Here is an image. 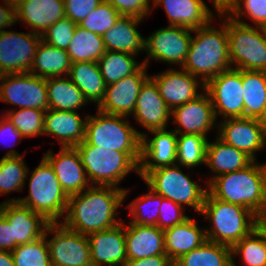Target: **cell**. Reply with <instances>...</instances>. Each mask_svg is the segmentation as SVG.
<instances>
[{
    "mask_svg": "<svg viewBox=\"0 0 266 266\" xmlns=\"http://www.w3.org/2000/svg\"><path fill=\"white\" fill-rule=\"evenodd\" d=\"M217 11V16L224 17L230 16L237 8L240 0H210Z\"/></svg>",
    "mask_w": 266,
    "mask_h": 266,
    "instance_id": "obj_54",
    "label": "cell"
},
{
    "mask_svg": "<svg viewBox=\"0 0 266 266\" xmlns=\"http://www.w3.org/2000/svg\"><path fill=\"white\" fill-rule=\"evenodd\" d=\"M0 251H13L12 226L0 214Z\"/></svg>",
    "mask_w": 266,
    "mask_h": 266,
    "instance_id": "obj_52",
    "label": "cell"
},
{
    "mask_svg": "<svg viewBox=\"0 0 266 266\" xmlns=\"http://www.w3.org/2000/svg\"><path fill=\"white\" fill-rule=\"evenodd\" d=\"M76 27L77 24L64 17L51 25L42 34V40L51 46L67 50Z\"/></svg>",
    "mask_w": 266,
    "mask_h": 266,
    "instance_id": "obj_45",
    "label": "cell"
},
{
    "mask_svg": "<svg viewBox=\"0 0 266 266\" xmlns=\"http://www.w3.org/2000/svg\"><path fill=\"white\" fill-rule=\"evenodd\" d=\"M193 29L182 26L168 25L154 31L145 38V51L147 57L143 64L148 67L149 59L180 65L186 61L192 39Z\"/></svg>",
    "mask_w": 266,
    "mask_h": 266,
    "instance_id": "obj_12",
    "label": "cell"
},
{
    "mask_svg": "<svg viewBox=\"0 0 266 266\" xmlns=\"http://www.w3.org/2000/svg\"><path fill=\"white\" fill-rule=\"evenodd\" d=\"M143 20L133 16H121L115 25L102 35L106 50L136 56L145 51V37L137 30Z\"/></svg>",
    "mask_w": 266,
    "mask_h": 266,
    "instance_id": "obj_28",
    "label": "cell"
},
{
    "mask_svg": "<svg viewBox=\"0 0 266 266\" xmlns=\"http://www.w3.org/2000/svg\"><path fill=\"white\" fill-rule=\"evenodd\" d=\"M224 18V20H223ZM219 28L209 24L193 29L187 58L182 68L206 84L211 78L232 68L229 58L227 16L220 17Z\"/></svg>",
    "mask_w": 266,
    "mask_h": 266,
    "instance_id": "obj_2",
    "label": "cell"
},
{
    "mask_svg": "<svg viewBox=\"0 0 266 266\" xmlns=\"http://www.w3.org/2000/svg\"><path fill=\"white\" fill-rule=\"evenodd\" d=\"M0 214L12 226L13 250L44 235L48 222L41 214L19 202L0 203Z\"/></svg>",
    "mask_w": 266,
    "mask_h": 266,
    "instance_id": "obj_22",
    "label": "cell"
},
{
    "mask_svg": "<svg viewBox=\"0 0 266 266\" xmlns=\"http://www.w3.org/2000/svg\"><path fill=\"white\" fill-rule=\"evenodd\" d=\"M50 233H53V237L49 239ZM44 236L51 266H92L87 235L70 230L61 222H55L47 225Z\"/></svg>",
    "mask_w": 266,
    "mask_h": 266,
    "instance_id": "obj_10",
    "label": "cell"
},
{
    "mask_svg": "<svg viewBox=\"0 0 266 266\" xmlns=\"http://www.w3.org/2000/svg\"><path fill=\"white\" fill-rule=\"evenodd\" d=\"M256 228L260 231L266 241V214L257 217Z\"/></svg>",
    "mask_w": 266,
    "mask_h": 266,
    "instance_id": "obj_56",
    "label": "cell"
},
{
    "mask_svg": "<svg viewBox=\"0 0 266 266\" xmlns=\"http://www.w3.org/2000/svg\"><path fill=\"white\" fill-rule=\"evenodd\" d=\"M120 17L119 12L104 0L78 26L102 36Z\"/></svg>",
    "mask_w": 266,
    "mask_h": 266,
    "instance_id": "obj_44",
    "label": "cell"
},
{
    "mask_svg": "<svg viewBox=\"0 0 266 266\" xmlns=\"http://www.w3.org/2000/svg\"><path fill=\"white\" fill-rule=\"evenodd\" d=\"M232 266H237L234 260H232Z\"/></svg>",
    "mask_w": 266,
    "mask_h": 266,
    "instance_id": "obj_59",
    "label": "cell"
},
{
    "mask_svg": "<svg viewBox=\"0 0 266 266\" xmlns=\"http://www.w3.org/2000/svg\"><path fill=\"white\" fill-rule=\"evenodd\" d=\"M154 137L148 139V134L141 138V157L138 175L143 179L151 170L176 164L177 136L174 131L152 130Z\"/></svg>",
    "mask_w": 266,
    "mask_h": 266,
    "instance_id": "obj_19",
    "label": "cell"
},
{
    "mask_svg": "<svg viewBox=\"0 0 266 266\" xmlns=\"http://www.w3.org/2000/svg\"><path fill=\"white\" fill-rule=\"evenodd\" d=\"M48 109L75 111L90 104L81 90L67 76L46 79Z\"/></svg>",
    "mask_w": 266,
    "mask_h": 266,
    "instance_id": "obj_31",
    "label": "cell"
},
{
    "mask_svg": "<svg viewBox=\"0 0 266 266\" xmlns=\"http://www.w3.org/2000/svg\"><path fill=\"white\" fill-rule=\"evenodd\" d=\"M171 109L159 94L157 85L149 77L141 86L136 106L131 116L147 131L167 129Z\"/></svg>",
    "mask_w": 266,
    "mask_h": 266,
    "instance_id": "obj_23",
    "label": "cell"
},
{
    "mask_svg": "<svg viewBox=\"0 0 266 266\" xmlns=\"http://www.w3.org/2000/svg\"><path fill=\"white\" fill-rule=\"evenodd\" d=\"M88 115L85 141L99 148L127 153L138 165L141 157V138L145 132L133 128L127 116L108 114L97 109Z\"/></svg>",
    "mask_w": 266,
    "mask_h": 266,
    "instance_id": "obj_5",
    "label": "cell"
},
{
    "mask_svg": "<svg viewBox=\"0 0 266 266\" xmlns=\"http://www.w3.org/2000/svg\"><path fill=\"white\" fill-rule=\"evenodd\" d=\"M42 35L4 30L0 32V76L29 72Z\"/></svg>",
    "mask_w": 266,
    "mask_h": 266,
    "instance_id": "obj_14",
    "label": "cell"
},
{
    "mask_svg": "<svg viewBox=\"0 0 266 266\" xmlns=\"http://www.w3.org/2000/svg\"><path fill=\"white\" fill-rule=\"evenodd\" d=\"M28 173L23 156L15 149L7 151L0 159V195L23 190Z\"/></svg>",
    "mask_w": 266,
    "mask_h": 266,
    "instance_id": "obj_37",
    "label": "cell"
},
{
    "mask_svg": "<svg viewBox=\"0 0 266 266\" xmlns=\"http://www.w3.org/2000/svg\"><path fill=\"white\" fill-rule=\"evenodd\" d=\"M104 0H64L65 17L80 24Z\"/></svg>",
    "mask_w": 266,
    "mask_h": 266,
    "instance_id": "obj_49",
    "label": "cell"
},
{
    "mask_svg": "<svg viewBox=\"0 0 266 266\" xmlns=\"http://www.w3.org/2000/svg\"><path fill=\"white\" fill-rule=\"evenodd\" d=\"M245 15L255 24L254 26L260 27L266 21V0H240L229 17L240 22Z\"/></svg>",
    "mask_w": 266,
    "mask_h": 266,
    "instance_id": "obj_46",
    "label": "cell"
},
{
    "mask_svg": "<svg viewBox=\"0 0 266 266\" xmlns=\"http://www.w3.org/2000/svg\"><path fill=\"white\" fill-rule=\"evenodd\" d=\"M15 266H51L46 237L22 245L11 252Z\"/></svg>",
    "mask_w": 266,
    "mask_h": 266,
    "instance_id": "obj_43",
    "label": "cell"
},
{
    "mask_svg": "<svg viewBox=\"0 0 266 266\" xmlns=\"http://www.w3.org/2000/svg\"><path fill=\"white\" fill-rule=\"evenodd\" d=\"M263 124H264V130H265V135H266V117L263 119Z\"/></svg>",
    "mask_w": 266,
    "mask_h": 266,
    "instance_id": "obj_58",
    "label": "cell"
},
{
    "mask_svg": "<svg viewBox=\"0 0 266 266\" xmlns=\"http://www.w3.org/2000/svg\"><path fill=\"white\" fill-rule=\"evenodd\" d=\"M3 137V138H2ZM4 137L7 139L8 137L10 140L12 139L14 143L18 139H23L24 137L21 135V133L13 126V124L4 116L2 115L0 119V139H4ZM5 140V139H4ZM8 140V139H7ZM7 140H5L7 142ZM2 141V140H1ZM4 141V142H5ZM12 142V141H11ZM13 143V142H12ZM13 143V144H14ZM11 144V143H10ZM9 145V144H7ZM9 146H14V145H9Z\"/></svg>",
    "mask_w": 266,
    "mask_h": 266,
    "instance_id": "obj_53",
    "label": "cell"
},
{
    "mask_svg": "<svg viewBox=\"0 0 266 266\" xmlns=\"http://www.w3.org/2000/svg\"><path fill=\"white\" fill-rule=\"evenodd\" d=\"M4 6L0 5V32L4 28L14 26L16 23V5L14 0H2Z\"/></svg>",
    "mask_w": 266,
    "mask_h": 266,
    "instance_id": "obj_50",
    "label": "cell"
},
{
    "mask_svg": "<svg viewBox=\"0 0 266 266\" xmlns=\"http://www.w3.org/2000/svg\"><path fill=\"white\" fill-rule=\"evenodd\" d=\"M43 157L53 167L55 175L68 197L91 186L78 151L74 147L60 148L56 154L49 150L44 153Z\"/></svg>",
    "mask_w": 266,
    "mask_h": 266,
    "instance_id": "obj_20",
    "label": "cell"
},
{
    "mask_svg": "<svg viewBox=\"0 0 266 266\" xmlns=\"http://www.w3.org/2000/svg\"><path fill=\"white\" fill-rule=\"evenodd\" d=\"M180 167L175 164L156 168L143 180L156 194L182 207L188 205L200 214L208 188H203L198 182L191 180Z\"/></svg>",
    "mask_w": 266,
    "mask_h": 266,
    "instance_id": "obj_8",
    "label": "cell"
},
{
    "mask_svg": "<svg viewBox=\"0 0 266 266\" xmlns=\"http://www.w3.org/2000/svg\"><path fill=\"white\" fill-rule=\"evenodd\" d=\"M210 221L208 241L233 247L256 228L257 215L242 206L227 203L206 193L201 213Z\"/></svg>",
    "mask_w": 266,
    "mask_h": 266,
    "instance_id": "obj_4",
    "label": "cell"
},
{
    "mask_svg": "<svg viewBox=\"0 0 266 266\" xmlns=\"http://www.w3.org/2000/svg\"><path fill=\"white\" fill-rule=\"evenodd\" d=\"M29 178L28 195L12 198L5 202H19L32 211L41 214L48 222H61L65 216L69 197L63 191L53 167L42 157L40 164Z\"/></svg>",
    "mask_w": 266,
    "mask_h": 266,
    "instance_id": "obj_6",
    "label": "cell"
},
{
    "mask_svg": "<svg viewBox=\"0 0 266 266\" xmlns=\"http://www.w3.org/2000/svg\"><path fill=\"white\" fill-rule=\"evenodd\" d=\"M136 55L117 51H106L98 60L101 75L106 85L118 82L125 76L135 73L142 65Z\"/></svg>",
    "mask_w": 266,
    "mask_h": 266,
    "instance_id": "obj_38",
    "label": "cell"
},
{
    "mask_svg": "<svg viewBox=\"0 0 266 266\" xmlns=\"http://www.w3.org/2000/svg\"><path fill=\"white\" fill-rule=\"evenodd\" d=\"M127 260H137L156 255H167L164 230L157 226L125 224Z\"/></svg>",
    "mask_w": 266,
    "mask_h": 266,
    "instance_id": "obj_27",
    "label": "cell"
},
{
    "mask_svg": "<svg viewBox=\"0 0 266 266\" xmlns=\"http://www.w3.org/2000/svg\"><path fill=\"white\" fill-rule=\"evenodd\" d=\"M143 64L135 73L106 85L104 98L97 106L102 112L130 117L135 109L141 86L150 77Z\"/></svg>",
    "mask_w": 266,
    "mask_h": 266,
    "instance_id": "obj_17",
    "label": "cell"
},
{
    "mask_svg": "<svg viewBox=\"0 0 266 266\" xmlns=\"http://www.w3.org/2000/svg\"><path fill=\"white\" fill-rule=\"evenodd\" d=\"M67 77L81 90L89 103H96L97 106L100 104L104 98L106 84L98 62L72 63Z\"/></svg>",
    "mask_w": 266,
    "mask_h": 266,
    "instance_id": "obj_32",
    "label": "cell"
},
{
    "mask_svg": "<svg viewBox=\"0 0 266 266\" xmlns=\"http://www.w3.org/2000/svg\"><path fill=\"white\" fill-rule=\"evenodd\" d=\"M103 37L77 25L67 53L72 63L98 60L105 54Z\"/></svg>",
    "mask_w": 266,
    "mask_h": 266,
    "instance_id": "obj_36",
    "label": "cell"
},
{
    "mask_svg": "<svg viewBox=\"0 0 266 266\" xmlns=\"http://www.w3.org/2000/svg\"><path fill=\"white\" fill-rule=\"evenodd\" d=\"M171 118H174L173 123L177 125L174 129L177 134H197L207 137V133L213 130L214 126H218L210 95L205 89L195 99L174 108Z\"/></svg>",
    "mask_w": 266,
    "mask_h": 266,
    "instance_id": "obj_16",
    "label": "cell"
},
{
    "mask_svg": "<svg viewBox=\"0 0 266 266\" xmlns=\"http://www.w3.org/2000/svg\"><path fill=\"white\" fill-rule=\"evenodd\" d=\"M6 112L4 116L24 138L44 135V117L46 111L35 108L19 110L16 108Z\"/></svg>",
    "mask_w": 266,
    "mask_h": 266,
    "instance_id": "obj_42",
    "label": "cell"
},
{
    "mask_svg": "<svg viewBox=\"0 0 266 266\" xmlns=\"http://www.w3.org/2000/svg\"><path fill=\"white\" fill-rule=\"evenodd\" d=\"M206 186L218 200L247 208L257 216L266 214V163L252 161L243 169L217 176Z\"/></svg>",
    "mask_w": 266,
    "mask_h": 266,
    "instance_id": "obj_3",
    "label": "cell"
},
{
    "mask_svg": "<svg viewBox=\"0 0 266 266\" xmlns=\"http://www.w3.org/2000/svg\"><path fill=\"white\" fill-rule=\"evenodd\" d=\"M239 255L242 266H266V241L257 228L232 247V260Z\"/></svg>",
    "mask_w": 266,
    "mask_h": 266,
    "instance_id": "obj_40",
    "label": "cell"
},
{
    "mask_svg": "<svg viewBox=\"0 0 266 266\" xmlns=\"http://www.w3.org/2000/svg\"><path fill=\"white\" fill-rule=\"evenodd\" d=\"M162 5L169 25L189 29L203 27L214 20V12L203 0H153V8Z\"/></svg>",
    "mask_w": 266,
    "mask_h": 266,
    "instance_id": "obj_26",
    "label": "cell"
},
{
    "mask_svg": "<svg viewBox=\"0 0 266 266\" xmlns=\"http://www.w3.org/2000/svg\"><path fill=\"white\" fill-rule=\"evenodd\" d=\"M0 101L19 109L48 110L46 79L30 72L0 76Z\"/></svg>",
    "mask_w": 266,
    "mask_h": 266,
    "instance_id": "obj_11",
    "label": "cell"
},
{
    "mask_svg": "<svg viewBox=\"0 0 266 266\" xmlns=\"http://www.w3.org/2000/svg\"><path fill=\"white\" fill-rule=\"evenodd\" d=\"M227 33L232 68L266 72V37L261 29L227 16Z\"/></svg>",
    "mask_w": 266,
    "mask_h": 266,
    "instance_id": "obj_9",
    "label": "cell"
},
{
    "mask_svg": "<svg viewBox=\"0 0 266 266\" xmlns=\"http://www.w3.org/2000/svg\"><path fill=\"white\" fill-rule=\"evenodd\" d=\"M129 190L122 187L91 185L82 192L69 196L67 210L61 223L83 235L110 229L122 222L117 218L118 209L126 200Z\"/></svg>",
    "mask_w": 266,
    "mask_h": 266,
    "instance_id": "obj_1",
    "label": "cell"
},
{
    "mask_svg": "<svg viewBox=\"0 0 266 266\" xmlns=\"http://www.w3.org/2000/svg\"><path fill=\"white\" fill-rule=\"evenodd\" d=\"M91 185L119 187L126 175L139 165L125 152L90 145L85 140L74 147ZM119 183V184H118Z\"/></svg>",
    "mask_w": 266,
    "mask_h": 266,
    "instance_id": "obj_7",
    "label": "cell"
},
{
    "mask_svg": "<svg viewBox=\"0 0 266 266\" xmlns=\"http://www.w3.org/2000/svg\"><path fill=\"white\" fill-rule=\"evenodd\" d=\"M150 78L157 85L159 94L171 111L190 100L195 99L205 89V84L196 76L181 69L169 68L164 72L153 74Z\"/></svg>",
    "mask_w": 266,
    "mask_h": 266,
    "instance_id": "obj_18",
    "label": "cell"
},
{
    "mask_svg": "<svg viewBox=\"0 0 266 266\" xmlns=\"http://www.w3.org/2000/svg\"><path fill=\"white\" fill-rule=\"evenodd\" d=\"M244 117H266V72L242 70Z\"/></svg>",
    "mask_w": 266,
    "mask_h": 266,
    "instance_id": "obj_34",
    "label": "cell"
},
{
    "mask_svg": "<svg viewBox=\"0 0 266 266\" xmlns=\"http://www.w3.org/2000/svg\"><path fill=\"white\" fill-rule=\"evenodd\" d=\"M208 138L197 134H178L176 164L185 168L206 164Z\"/></svg>",
    "mask_w": 266,
    "mask_h": 266,
    "instance_id": "obj_39",
    "label": "cell"
},
{
    "mask_svg": "<svg viewBox=\"0 0 266 266\" xmlns=\"http://www.w3.org/2000/svg\"><path fill=\"white\" fill-rule=\"evenodd\" d=\"M122 266H173L168 255H156L137 260H127Z\"/></svg>",
    "mask_w": 266,
    "mask_h": 266,
    "instance_id": "obj_51",
    "label": "cell"
},
{
    "mask_svg": "<svg viewBox=\"0 0 266 266\" xmlns=\"http://www.w3.org/2000/svg\"><path fill=\"white\" fill-rule=\"evenodd\" d=\"M71 64L67 50L41 40L29 72L44 79L68 76Z\"/></svg>",
    "mask_w": 266,
    "mask_h": 266,
    "instance_id": "obj_33",
    "label": "cell"
},
{
    "mask_svg": "<svg viewBox=\"0 0 266 266\" xmlns=\"http://www.w3.org/2000/svg\"><path fill=\"white\" fill-rule=\"evenodd\" d=\"M92 266H122L127 261L125 223L87 235Z\"/></svg>",
    "mask_w": 266,
    "mask_h": 266,
    "instance_id": "obj_21",
    "label": "cell"
},
{
    "mask_svg": "<svg viewBox=\"0 0 266 266\" xmlns=\"http://www.w3.org/2000/svg\"><path fill=\"white\" fill-rule=\"evenodd\" d=\"M162 199L163 197L156 194L151 188H149V193L134 199L127 205L130 216L133 217L130 223L156 226L159 220Z\"/></svg>",
    "mask_w": 266,
    "mask_h": 266,
    "instance_id": "obj_41",
    "label": "cell"
},
{
    "mask_svg": "<svg viewBox=\"0 0 266 266\" xmlns=\"http://www.w3.org/2000/svg\"><path fill=\"white\" fill-rule=\"evenodd\" d=\"M121 16H133L145 19L151 13L149 0H106Z\"/></svg>",
    "mask_w": 266,
    "mask_h": 266,
    "instance_id": "obj_48",
    "label": "cell"
},
{
    "mask_svg": "<svg viewBox=\"0 0 266 266\" xmlns=\"http://www.w3.org/2000/svg\"><path fill=\"white\" fill-rule=\"evenodd\" d=\"M173 266H232V247L207 240L181 256Z\"/></svg>",
    "mask_w": 266,
    "mask_h": 266,
    "instance_id": "obj_35",
    "label": "cell"
},
{
    "mask_svg": "<svg viewBox=\"0 0 266 266\" xmlns=\"http://www.w3.org/2000/svg\"><path fill=\"white\" fill-rule=\"evenodd\" d=\"M0 266H15L10 251H0Z\"/></svg>",
    "mask_w": 266,
    "mask_h": 266,
    "instance_id": "obj_55",
    "label": "cell"
},
{
    "mask_svg": "<svg viewBox=\"0 0 266 266\" xmlns=\"http://www.w3.org/2000/svg\"><path fill=\"white\" fill-rule=\"evenodd\" d=\"M164 239L166 254L173 263L207 241L205 228H200L190 217L164 230Z\"/></svg>",
    "mask_w": 266,
    "mask_h": 266,
    "instance_id": "obj_29",
    "label": "cell"
},
{
    "mask_svg": "<svg viewBox=\"0 0 266 266\" xmlns=\"http://www.w3.org/2000/svg\"><path fill=\"white\" fill-rule=\"evenodd\" d=\"M75 111L48 109L44 117V135L57 138L61 148L76 147L85 139L88 114L82 119Z\"/></svg>",
    "mask_w": 266,
    "mask_h": 266,
    "instance_id": "obj_25",
    "label": "cell"
},
{
    "mask_svg": "<svg viewBox=\"0 0 266 266\" xmlns=\"http://www.w3.org/2000/svg\"><path fill=\"white\" fill-rule=\"evenodd\" d=\"M16 21L25 23L31 32L42 35L51 25L65 17L64 0H14Z\"/></svg>",
    "mask_w": 266,
    "mask_h": 266,
    "instance_id": "obj_24",
    "label": "cell"
},
{
    "mask_svg": "<svg viewBox=\"0 0 266 266\" xmlns=\"http://www.w3.org/2000/svg\"><path fill=\"white\" fill-rule=\"evenodd\" d=\"M216 119L244 117L242 70L231 68L211 78L205 84Z\"/></svg>",
    "mask_w": 266,
    "mask_h": 266,
    "instance_id": "obj_13",
    "label": "cell"
},
{
    "mask_svg": "<svg viewBox=\"0 0 266 266\" xmlns=\"http://www.w3.org/2000/svg\"><path fill=\"white\" fill-rule=\"evenodd\" d=\"M259 28L261 29L262 33L266 37V21Z\"/></svg>",
    "mask_w": 266,
    "mask_h": 266,
    "instance_id": "obj_57",
    "label": "cell"
},
{
    "mask_svg": "<svg viewBox=\"0 0 266 266\" xmlns=\"http://www.w3.org/2000/svg\"><path fill=\"white\" fill-rule=\"evenodd\" d=\"M184 211V207L181 205L163 198L160 206L159 220L156 226L161 230H166L182 223L189 218V216L184 214Z\"/></svg>",
    "mask_w": 266,
    "mask_h": 266,
    "instance_id": "obj_47",
    "label": "cell"
},
{
    "mask_svg": "<svg viewBox=\"0 0 266 266\" xmlns=\"http://www.w3.org/2000/svg\"><path fill=\"white\" fill-rule=\"evenodd\" d=\"M252 161L244 152L226 144L216 136L215 141L208 140L207 143L205 165L215 174L208 178L206 184L208 185L217 176L243 169Z\"/></svg>",
    "mask_w": 266,
    "mask_h": 266,
    "instance_id": "obj_30",
    "label": "cell"
},
{
    "mask_svg": "<svg viewBox=\"0 0 266 266\" xmlns=\"http://www.w3.org/2000/svg\"><path fill=\"white\" fill-rule=\"evenodd\" d=\"M218 137L226 144L244 152L253 161L255 155L266 146V135L263 120L256 118H226L218 122Z\"/></svg>",
    "mask_w": 266,
    "mask_h": 266,
    "instance_id": "obj_15",
    "label": "cell"
}]
</instances>
